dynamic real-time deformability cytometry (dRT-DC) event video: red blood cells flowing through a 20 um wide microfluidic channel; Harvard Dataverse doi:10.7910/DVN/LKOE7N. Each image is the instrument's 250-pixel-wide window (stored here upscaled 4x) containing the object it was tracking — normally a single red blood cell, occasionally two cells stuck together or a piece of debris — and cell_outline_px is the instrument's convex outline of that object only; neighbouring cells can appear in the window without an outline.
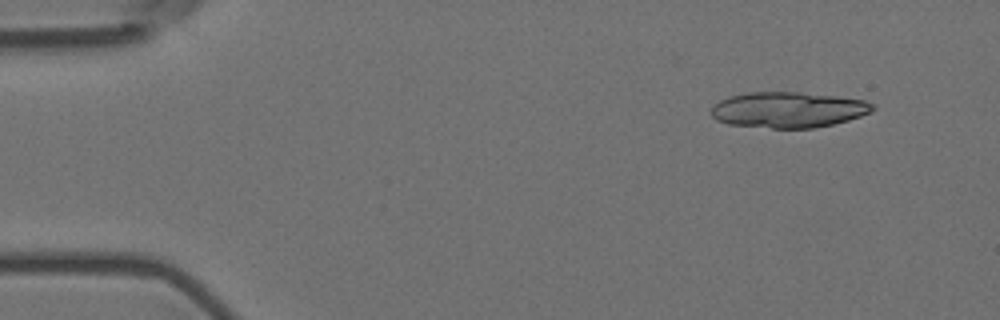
{"species": "Egyptian fruit bat (a non-hibernating species)", "species_latin": "Rousettus aegyptiacus", "temperature_condition": "room temperature", "stored_images_in_passage": 6, "camera_frame_rate_fps": 3000, "um_per_image_px": 0.085, "animal": {"sex": "female"}, "frame": {"image": 1, "passage_image": 2, "time_ms": 0.333, "image_size_px": [1000, 320], "cell_outline_px": [[876, 108], [872, 112], [848, 120], [832, 124], [812, 128], [772, 128], [728, 124], [716, 120], [712, 116], [712, 108], [720, 100], [728, 96], [748, 92], [800, 92], [836, 96], [864, 100], [872, 104]], "centroid_in_image_um": [67.0, 9.33], "position_along_channel_um": 18.0, "area_um2": 33.58}}
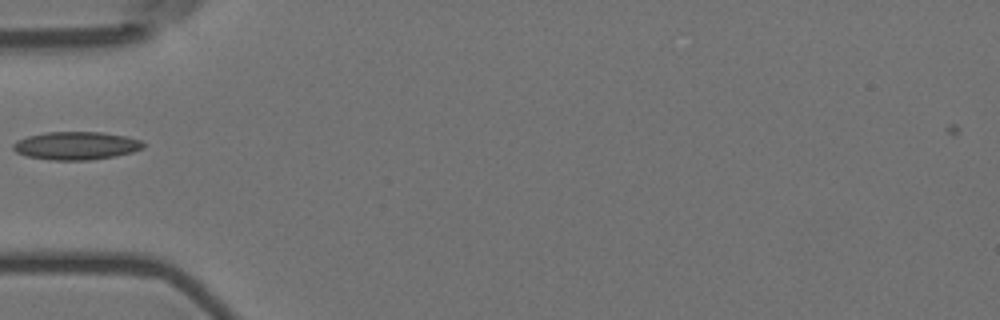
{"frame": {"image": 2, "passage_image": 6, "time_ms": 1.667, "image_size_px": [1000, 320], "cell_outline_px": [[144, 148], [132, 152], [112, 156], [88, 160], [52, 160], [28, 156], [16, 152], [12, 148], [12, 144], [16, 140], [28, 136], [44, 132], [100, 132], [124, 136], [140, 140], [144, 144]], "centroid_in_image_um": [6.43, 12.38], "position_along_channel_um": 78.6, "area_um2": 21.1}}